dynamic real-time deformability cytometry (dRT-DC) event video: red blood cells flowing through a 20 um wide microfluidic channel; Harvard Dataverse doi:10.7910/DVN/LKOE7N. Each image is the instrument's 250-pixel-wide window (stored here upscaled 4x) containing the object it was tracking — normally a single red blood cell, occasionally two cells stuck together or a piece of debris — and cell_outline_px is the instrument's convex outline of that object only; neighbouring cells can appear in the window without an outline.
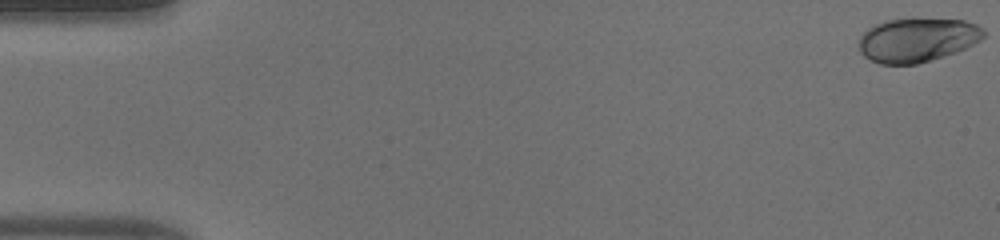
{"species": "human", "species_latin": "Homo sapiens", "temperature_condition": "warm", "stored_images_in_passage": 52, "camera_frame_rate_fps": 3000, "um_per_image_px": 0.085, "donor": {"sex": "male"}, "frame": {"image": 1, "passage_image": 1, "time_ms": 0.0, "image_size_px": [1000, 240], "cell_outline_px": [[984, 36], [980, 40], [956, 52], [916, 64], [880, 64], [864, 56], [860, 52], [856, 44], [856, 40], [868, 28], [876, 24], [888, 20], [912, 16], [964, 20], [976, 24], [984, 28]], "centroid_in_image_um": [77.93, 3.35], "position_along_channel_um": 7.1, "area_um2": 32.71}}
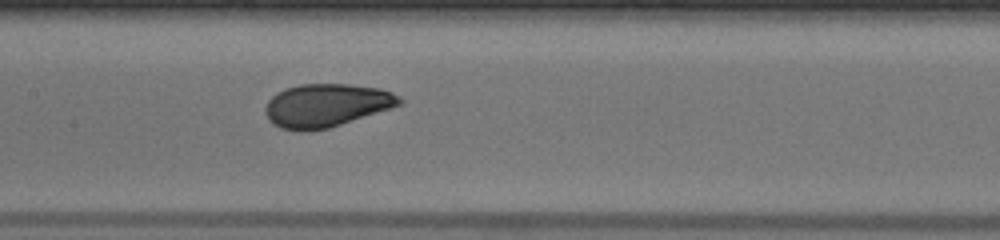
{"frame": {"image": 2, "passage_image": 26, "time_ms": 8.333, "image_size_px": [1000, 240], "cell_outline_px": [[404, 104], [392, 108], [328, 128], [280, 128], [272, 124], [268, 120], [264, 112], [264, 108], [268, 100], [276, 92], [284, 88], [300, 84], [348, 84], [380, 88], [392, 92], [400, 96], [404, 100]], "centroid_in_image_um": [27.77, 8.91], "position_along_channel_um": 179.6, "area_um2": 33.52}}
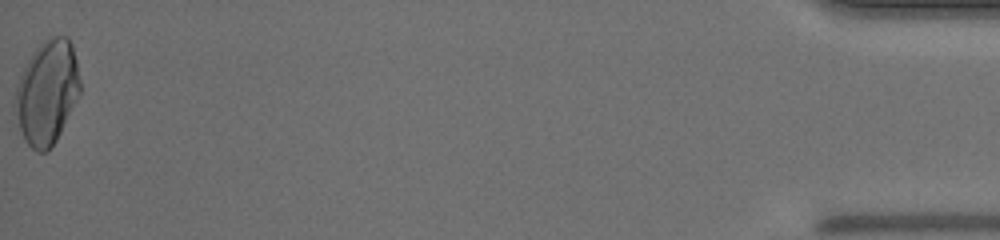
{"frame": {"image": 3, "passage_image": 52, "time_ms": 17.0, "image_size_px": [1000, 240], "cell_outline_px": [[80, 92], [56, 140], [48, 152], [36, 152], [24, 140], [12, 104], [16, 88], [20, 76], [24, 68], [36, 48], [44, 40], [52, 36], [68, 36], [72, 44], [76, 60], [80, 80]], "centroid_in_image_um": [3.98, 7.85], "position_along_channel_um": 431.2, "area_um2": 39.13}, "authors_computed_cell_mechanics": {"area_um2": 33.9864, "velocity_mm_per_s": 4.0288, "shape_relaxation_time_tau1_ms": 5.2589, "shape_relaxation_time_tau2_ms": null, "deformation_change_tau1": 0.1991, "deformation_change_tau2": null}}